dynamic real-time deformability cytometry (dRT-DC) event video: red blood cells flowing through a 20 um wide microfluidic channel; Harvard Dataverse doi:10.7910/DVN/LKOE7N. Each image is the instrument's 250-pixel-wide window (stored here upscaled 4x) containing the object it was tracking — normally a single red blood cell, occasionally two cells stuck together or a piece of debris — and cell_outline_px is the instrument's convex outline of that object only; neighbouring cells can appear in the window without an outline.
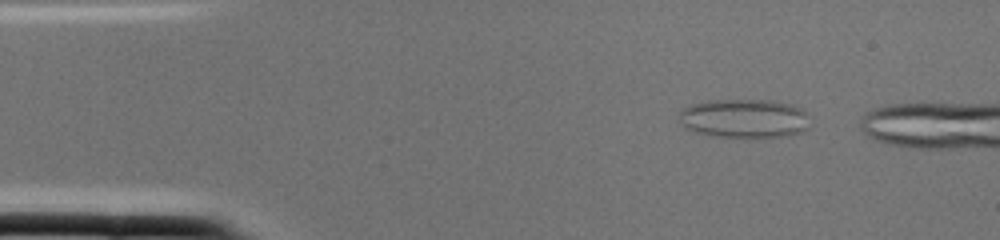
{"species": "common noctule bat (a hibernating species)", "species_latin": "Nyctalus noctula", "temperature_condition": "cold", "stored_images_in_passage": 2, "camera_frame_rate_fps": 3000, "um_per_image_px": 0.085, "animal": {"sex": "female", "body_mass_g": 22.0, "forearm_length_mm": 56.7}, "frame": {"image": 1, "passage_image": 1, "time_ms": 0.0, "image_size_px": [1000, 240], "cell_outline_px": [[808, 128], [804, 132], [788, 136], [712, 136], [692, 132], [684, 128], [676, 120], [680, 112], [688, 104], [708, 100], [772, 100], [792, 104], [800, 108], [804, 112]], "centroid_in_image_um": [63.17, 10.06], "position_along_channel_um": 21.8, "area_um2": 29.88}}